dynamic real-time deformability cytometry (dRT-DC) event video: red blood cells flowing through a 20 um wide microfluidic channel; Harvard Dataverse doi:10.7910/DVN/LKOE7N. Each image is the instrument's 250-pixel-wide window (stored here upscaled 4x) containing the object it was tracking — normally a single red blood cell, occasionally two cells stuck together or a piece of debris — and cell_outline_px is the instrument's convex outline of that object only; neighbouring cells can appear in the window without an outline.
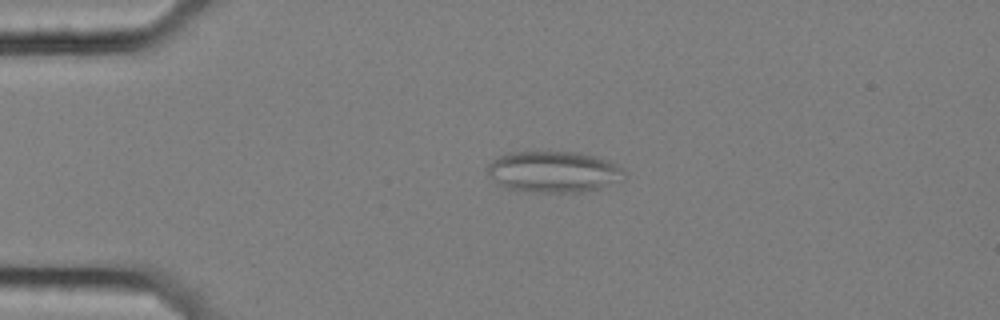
{"species": "common noctule bat (a hibernating species)", "species_latin": "Nyctalus noctula", "temperature_condition": "cold", "stored_images_in_passage": 5, "camera_frame_rate_fps": 3000, "um_per_image_px": 0.085, "animal": {"sex": "female", "body_mass_g": 25.1}, "frame": {"image": 1, "passage_image": 1, "time_ms": 0.0, "image_size_px": [1000, 320], "cell_outline_px": [[628, 176], [620, 180], [600, 188], [580, 192], [528, 192], [504, 188], [496, 184], [488, 172], [488, 164], [496, 156], [508, 152], [580, 152], [608, 160], [624, 168], [628, 172]], "centroid_in_image_um": [47.06, 14.6], "position_along_channel_um": 37.9, "area_um2": 33.35}}